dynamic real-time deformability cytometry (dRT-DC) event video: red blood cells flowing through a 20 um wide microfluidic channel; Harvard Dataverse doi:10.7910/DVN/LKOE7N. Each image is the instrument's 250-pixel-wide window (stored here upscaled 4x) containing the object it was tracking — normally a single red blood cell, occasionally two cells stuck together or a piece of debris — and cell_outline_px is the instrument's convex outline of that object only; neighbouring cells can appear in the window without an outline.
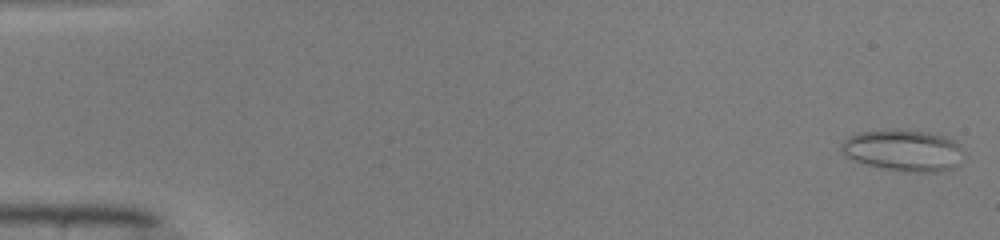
{"species": "common noctule bat (a hibernating species)", "species_latin": "Nyctalus noctula", "temperature_condition": "warm", "stored_images_in_passage": 49, "camera_frame_rate_fps": 3000, "um_per_image_px": 0.085, "animal": {"sex": "male", "body_mass_g": 19.0, "forearm_length_mm": 50.8}, "frame": {"image": 1, "passage_image": 1, "time_ms": 0.0, "image_size_px": [1000, 240], "cell_outline_px": [[964, 156], [960, 164], [956, 168], [940, 172], [908, 172], [880, 168], [844, 156], [840, 148], [840, 144], [848, 136], [860, 132], [896, 128], [928, 132], [944, 136], [960, 144], [964, 152]], "centroid_in_image_um": [76.83, 12.78], "position_along_channel_um": 8.2, "area_um2": 30.23}}
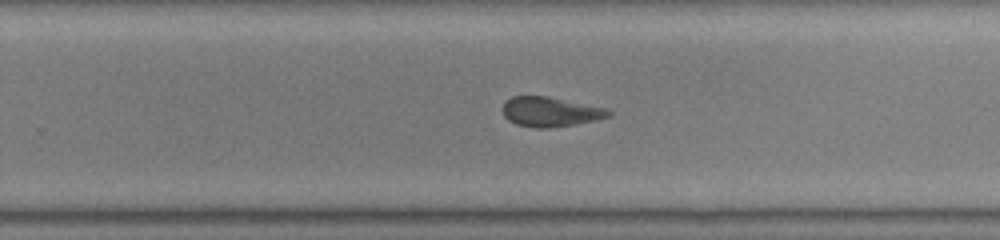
{"frame": {"image": 2, "passage_image": 32, "time_ms": 10.333, "image_size_px": [1000, 240], "cell_outline_px": [[612, 116], [596, 120], [576, 124], [548, 128], [532, 128], [516, 124], [508, 120], [504, 116], [504, 100], [512, 96], [548, 96], [608, 108], [612, 112]], "centroid_in_image_um": [46.81, 9.5], "position_along_channel_um": 283.0, "area_um2": 18.55}}
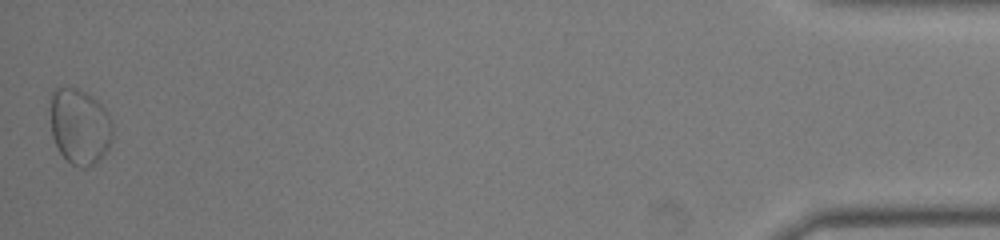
{"frame": {"image": 3, "passage_image": 49, "time_ms": 16.0, "image_size_px": [1000, 240], "cell_outline_px": [[112, 136], [108, 148], [100, 160], [88, 168], [80, 168], [72, 164], [60, 152], [52, 136], [52, 92], [56, 88], [76, 88], [88, 92], [104, 108], [112, 120]], "centroid_in_image_um": [6.81, 10.77], "position_along_channel_um": 428.4, "area_um2": 27.28}, "authors_computed_cell_mechanics": {"area_um2": 19.4786, "velocity_mm_per_s": 4.1104, "shape_relaxation_time_tau1_ms": null, "shape_relaxation_time_tau2_ms": 2.4891, "deformation_change_tau1": null, "deformation_change_tau2": 0.1103}}